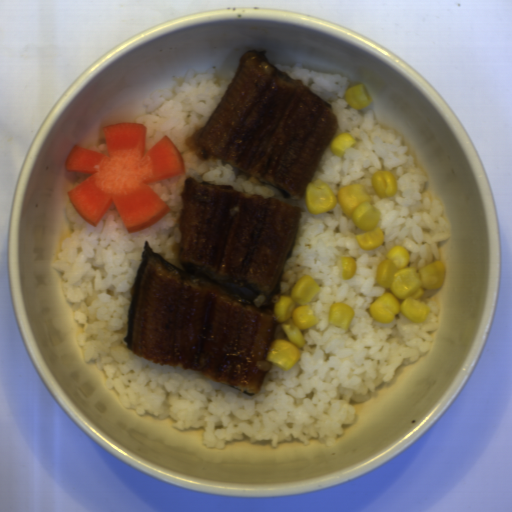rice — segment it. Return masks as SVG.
<instances>
[{
  "mask_svg": "<svg viewBox=\"0 0 512 512\" xmlns=\"http://www.w3.org/2000/svg\"><path fill=\"white\" fill-rule=\"evenodd\" d=\"M331 104L337 115L332 140L348 132L357 141L343 157L332 153L330 144L312 179L328 184L336 198L333 209L311 214L305 195L285 199L269 184H254L248 175L227 160L201 159L186 139L202 129L221 103L235 73L220 79L217 68L205 73L188 70L181 86L159 89L144 102L145 115L136 123L146 127V153L166 135L179 152L185 174L149 183L170 209L149 228L129 233L114 202L96 227L85 221L70 201L66 214L73 226L53 261L63 278L62 290L72 306L74 320L83 324L77 336L85 361L94 362L116 390L124 408L137 414H153L159 420L173 419L178 429L202 428V446L226 448L248 437L252 444L270 441L271 447L292 440L310 445L316 439L326 447L336 445L345 425L354 423L357 404L365 402L379 385L388 384L395 373L427 354L431 332L437 331L440 309L431 300H421L429 313L420 322L403 314L393 321H375L371 304L385 294L377 282V268L394 246L407 248L409 266L417 272L440 262L438 246L451 235L443 206L427 191L428 180L403 139L383 128L373 110L363 111L345 99L351 88L348 77L294 66L271 64ZM331 140V141H332ZM387 170L397 177L396 195L380 198L370 179L373 172ZM231 184L240 193H258L302 209L300 229L279 284L270 300L229 282L257 307L273 306L279 295L289 294L297 280L310 275L320 291L310 301L317 325L305 330V346L293 367L282 371L268 361L258 368L266 376L257 395L248 396L198 371L160 366L127 349L128 307L145 241L160 256L181 268L179 216L183 181ZM311 181V182H312ZM364 185L380 213L384 239L373 251L359 248L360 230L342 212L337 192L348 184ZM353 256L356 272L345 280L341 258ZM349 304L355 315L347 330L328 323L329 307Z\"/></svg>",
  "mask_w": 512,
  "mask_h": 512,
  "instance_id": "1",
  "label": "rice"
},
{
  "mask_svg": "<svg viewBox=\"0 0 512 512\" xmlns=\"http://www.w3.org/2000/svg\"><path fill=\"white\" fill-rule=\"evenodd\" d=\"M101 139H102V142L101 144H99L98 146H93L91 149L89 150H92L94 152H97L99 154H102L104 156H107L109 155L108 153V150H107V146H106V141H105V135H104V131L101 132V135H100Z\"/></svg>",
  "mask_w": 512,
  "mask_h": 512,
  "instance_id": "2",
  "label": "rice"
},
{
  "mask_svg": "<svg viewBox=\"0 0 512 512\" xmlns=\"http://www.w3.org/2000/svg\"><path fill=\"white\" fill-rule=\"evenodd\" d=\"M75 175H76V178H75L73 187L76 186L77 184H79L80 182L84 181L88 177H90L92 174L75 173Z\"/></svg>",
  "mask_w": 512,
  "mask_h": 512,
  "instance_id": "3",
  "label": "rice"
}]
</instances>
